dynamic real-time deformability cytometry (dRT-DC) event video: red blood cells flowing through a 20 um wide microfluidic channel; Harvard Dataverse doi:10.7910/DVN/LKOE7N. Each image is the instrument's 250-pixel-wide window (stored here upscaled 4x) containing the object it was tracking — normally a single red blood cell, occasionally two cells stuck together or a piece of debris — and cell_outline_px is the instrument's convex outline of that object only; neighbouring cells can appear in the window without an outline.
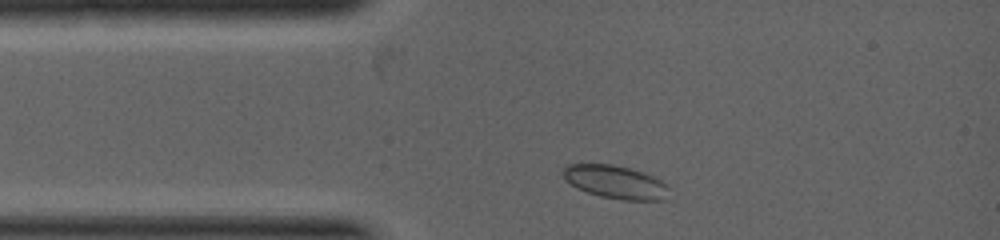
{"species": "common noctule bat (a hibernating species)", "species_latin": "Nyctalus noctula", "temperature_condition": "warm", "stored_images_in_passage": 15, "camera_frame_rate_fps": 5000, "um_per_image_px": 0.085, "animal": {"sex": "female", "body_mass_g": 19.0, "forearm_length_mm": 53.3}, "frame": {"image": 1, "passage_image": 2, "time_ms": 0.2, "image_size_px": [1000, 240], "cell_outline_px": [[668, 200], [624, 200], [600, 196], [576, 188], [560, 172], [568, 164], [612, 164], [644, 172], [660, 180], [668, 188]], "centroid_in_image_um": [52.32, 15.47], "position_along_channel_um": 32.7, "area_um2": 20.35}}
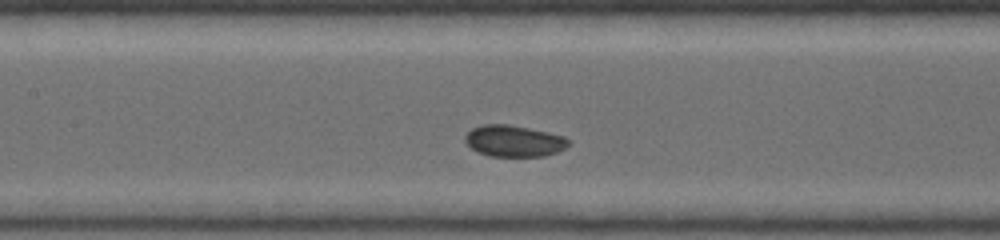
{"frame": {"image": 2, "passage_image": 8, "time_ms": 2.2, "image_size_px": [1000, 240], "cell_outline_px": [[568, 144], [564, 148], [556, 152], [544, 156], [488, 156], [476, 152], [464, 140], [464, 136], [472, 128], [484, 124], [508, 124], [548, 132], [564, 136], [568, 140]], "centroid_in_image_um": [43.64, 11.98], "position_along_channel_um": 163.8, "area_um2": 18.84}}
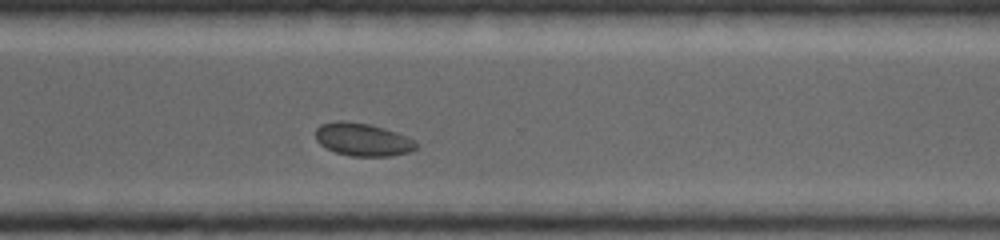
{"frame": {"image": 3, "passage_image": 15, "time_ms": 4.6, "image_size_px": [1000, 240], "cell_outline_px": [[416, 148], [408, 152], [392, 156], [352, 156], [336, 152], [320, 144], [316, 140], [316, 128], [320, 124], [336, 120], [344, 120], [372, 124], [408, 136], [416, 140]], "centroid_in_image_um": [30.83, 11.84], "position_along_channel_um": 339.8, "area_um2": 19.42}}